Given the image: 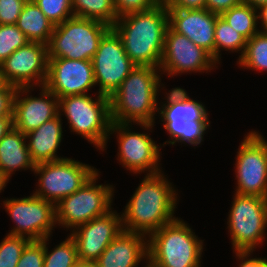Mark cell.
I'll list each match as a JSON object with an SVG mask.
<instances>
[{"label": "cell", "instance_id": "28", "mask_svg": "<svg viewBox=\"0 0 267 267\" xmlns=\"http://www.w3.org/2000/svg\"><path fill=\"white\" fill-rule=\"evenodd\" d=\"M237 64L247 70L267 72V34L258 32L247 40L244 53Z\"/></svg>", "mask_w": 267, "mask_h": 267}, {"label": "cell", "instance_id": "34", "mask_svg": "<svg viewBox=\"0 0 267 267\" xmlns=\"http://www.w3.org/2000/svg\"><path fill=\"white\" fill-rule=\"evenodd\" d=\"M209 127L210 121H189L184 124L183 135L177 142L199 146L204 141V134Z\"/></svg>", "mask_w": 267, "mask_h": 267}, {"label": "cell", "instance_id": "29", "mask_svg": "<svg viewBox=\"0 0 267 267\" xmlns=\"http://www.w3.org/2000/svg\"><path fill=\"white\" fill-rule=\"evenodd\" d=\"M49 239V236L44 238L43 267H74L78 263L77 246L70 234L59 245H56L51 252L48 248Z\"/></svg>", "mask_w": 267, "mask_h": 267}, {"label": "cell", "instance_id": "1", "mask_svg": "<svg viewBox=\"0 0 267 267\" xmlns=\"http://www.w3.org/2000/svg\"><path fill=\"white\" fill-rule=\"evenodd\" d=\"M121 213L123 230L149 236L175 220L178 192L164 172L145 174Z\"/></svg>", "mask_w": 267, "mask_h": 267}, {"label": "cell", "instance_id": "6", "mask_svg": "<svg viewBox=\"0 0 267 267\" xmlns=\"http://www.w3.org/2000/svg\"><path fill=\"white\" fill-rule=\"evenodd\" d=\"M111 27L103 22L73 16L55 25L47 45L48 58L92 61L99 43Z\"/></svg>", "mask_w": 267, "mask_h": 267}, {"label": "cell", "instance_id": "30", "mask_svg": "<svg viewBox=\"0 0 267 267\" xmlns=\"http://www.w3.org/2000/svg\"><path fill=\"white\" fill-rule=\"evenodd\" d=\"M28 42L30 41L16 24L0 25V64Z\"/></svg>", "mask_w": 267, "mask_h": 267}, {"label": "cell", "instance_id": "10", "mask_svg": "<svg viewBox=\"0 0 267 267\" xmlns=\"http://www.w3.org/2000/svg\"><path fill=\"white\" fill-rule=\"evenodd\" d=\"M99 170L72 158L40 163L34 175H39L33 195L55 205L63 198L80 189Z\"/></svg>", "mask_w": 267, "mask_h": 267}, {"label": "cell", "instance_id": "19", "mask_svg": "<svg viewBox=\"0 0 267 267\" xmlns=\"http://www.w3.org/2000/svg\"><path fill=\"white\" fill-rule=\"evenodd\" d=\"M169 26L207 51L215 61L214 32L219 15L204 9H167Z\"/></svg>", "mask_w": 267, "mask_h": 267}, {"label": "cell", "instance_id": "31", "mask_svg": "<svg viewBox=\"0 0 267 267\" xmlns=\"http://www.w3.org/2000/svg\"><path fill=\"white\" fill-rule=\"evenodd\" d=\"M30 241L24 236L6 234L0 243V267H16L25 246Z\"/></svg>", "mask_w": 267, "mask_h": 267}, {"label": "cell", "instance_id": "26", "mask_svg": "<svg viewBox=\"0 0 267 267\" xmlns=\"http://www.w3.org/2000/svg\"><path fill=\"white\" fill-rule=\"evenodd\" d=\"M220 16L246 40L259 32L257 9L247 3L242 2Z\"/></svg>", "mask_w": 267, "mask_h": 267}, {"label": "cell", "instance_id": "5", "mask_svg": "<svg viewBox=\"0 0 267 267\" xmlns=\"http://www.w3.org/2000/svg\"><path fill=\"white\" fill-rule=\"evenodd\" d=\"M98 95V96H97ZM69 95L58 99L59 115L66 116L71 132L105 151L111 125L110 97L97 94ZM64 113V114H63Z\"/></svg>", "mask_w": 267, "mask_h": 267}, {"label": "cell", "instance_id": "48", "mask_svg": "<svg viewBox=\"0 0 267 267\" xmlns=\"http://www.w3.org/2000/svg\"><path fill=\"white\" fill-rule=\"evenodd\" d=\"M144 262H146L144 267H161L154 263L150 258H147L146 261L144 260Z\"/></svg>", "mask_w": 267, "mask_h": 267}, {"label": "cell", "instance_id": "2", "mask_svg": "<svg viewBox=\"0 0 267 267\" xmlns=\"http://www.w3.org/2000/svg\"><path fill=\"white\" fill-rule=\"evenodd\" d=\"M168 26L167 6L160 3L150 10L118 17L111 28L135 65L159 68Z\"/></svg>", "mask_w": 267, "mask_h": 267}, {"label": "cell", "instance_id": "38", "mask_svg": "<svg viewBox=\"0 0 267 267\" xmlns=\"http://www.w3.org/2000/svg\"><path fill=\"white\" fill-rule=\"evenodd\" d=\"M252 254V251L235 252V258L240 262L238 267H267V258H254Z\"/></svg>", "mask_w": 267, "mask_h": 267}, {"label": "cell", "instance_id": "17", "mask_svg": "<svg viewBox=\"0 0 267 267\" xmlns=\"http://www.w3.org/2000/svg\"><path fill=\"white\" fill-rule=\"evenodd\" d=\"M121 212L111 209L106 214L81 224L70 232L81 261H96L107 246L123 231Z\"/></svg>", "mask_w": 267, "mask_h": 267}, {"label": "cell", "instance_id": "35", "mask_svg": "<svg viewBox=\"0 0 267 267\" xmlns=\"http://www.w3.org/2000/svg\"><path fill=\"white\" fill-rule=\"evenodd\" d=\"M118 17L154 8L158 0H113Z\"/></svg>", "mask_w": 267, "mask_h": 267}, {"label": "cell", "instance_id": "23", "mask_svg": "<svg viewBox=\"0 0 267 267\" xmlns=\"http://www.w3.org/2000/svg\"><path fill=\"white\" fill-rule=\"evenodd\" d=\"M26 135L12 127L0 141V169L11 179L19 170L34 171Z\"/></svg>", "mask_w": 267, "mask_h": 267}, {"label": "cell", "instance_id": "4", "mask_svg": "<svg viewBox=\"0 0 267 267\" xmlns=\"http://www.w3.org/2000/svg\"><path fill=\"white\" fill-rule=\"evenodd\" d=\"M203 242L177 217L148 236V258L161 267H201Z\"/></svg>", "mask_w": 267, "mask_h": 267}, {"label": "cell", "instance_id": "42", "mask_svg": "<svg viewBox=\"0 0 267 267\" xmlns=\"http://www.w3.org/2000/svg\"><path fill=\"white\" fill-rule=\"evenodd\" d=\"M257 19L260 24L259 27L261 28L259 32L267 34V3L257 9Z\"/></svg>", "mask_w": 267, "mask_h": 267}, {"label": "cell", "instance_id": "21", "mask_svg": "<svg viewBox=\"0 0 267 267\" xmlns=\"http://www.w3.org/2000/svg\"><path fill=\"white\" fill-rule=\"evenodd\" d=\"M162 98L158 107L159 121L163 123H179L189 121H210L205 104L190 98L188 92L180 87L172 88Z\"/></svg>", "mask_w": 267, "mask_h": 267}, {"label": "cell", "instance_id": "18", "mask_svg": "<svg viewBox=\"0 0 267 267\" xmlns=\"http://www.w3.org/2000/svg\"><path fill=\"white\" fill-rule=\"evenodd\" d=\"M39 89L40 96L34 97L30 95L34 87L17 88L14 97L13 127L23 134L37 129L59 114L58 98L45 86Z\"/></svg>", "mask_w": 267, "mask_h": 267}, {"label": "cell", "instance_id": "22", "mask_svg": "<svg viewBox=\"0 0 267 267\" xmlns=\"http://www.w3.org/2000/svg\"><path fill=\"white\" fill-rule=\"evenodd\" d=\"M62 119L58 114L26 135L30 156L35 165L65 159L57 155L63 139Z\"/></svg>", "mask_w": 267, "mask_h": 267}, {"label": "cell", "instance_id": "25", "mask_svg": "<svg viewBox=\"0 0 267 267\" xmlns=\"http://www.w3.org/2000/svg\"><path fill=\"white\" fill-rule=\"evenodd\" d=\"M74 16L103 22L112 27L118 19L113 0H72Z\"/></svg>", "mask_w": 267, "mask_h": 267}, {"label": "cell", "instance_id": "27", "mask_svg": "<svg viewBox=\"0 0 267 267\" xmlns=\"http://www.w3.org/2000/svg\"><path fill=\"white\" fill-rule=\"evenodd\" d=\"M215 62L221 64V50L240 53L238 60L244 53L247 40L234 30L221 16L217 17L215 32Z\"/></svg>", "mask_w": 267, "mask_h": 267}, {"label": "cell", "instance_id": "13", "mask_svg": "<svg viewBox=\"0 0 267 267\" xmlns=\"http://www.w3.org/2000/svg\"><path fill=\"white\" fill-rule=\"evenodd\" d=\"M97 93L110 97L136 66L127 56L122 40L111 28L101 39L92 59Z\"/></svg>", "mask_w": 267, "mask_h": 267}, {"label": "cell", "instance_id": "14", "mask_svg": "<svg viewBox=\"0 0 267 267\" xmlns=\"http://www.w3.org/2000/svg\"><path fill=\"white\" fill-rule=\"evenodd\" d=\"M218 66L207 51L168 26L159 67L161 74L166 73V76L172 78L188 72L208 73Z\"/></svg>", "mask_w": 267, "mask_h": 267}, {"label": "cell", "instance_id": "9", "mask_svg": "<svg viewBox=\"0 0 267 267\" xmlns=\"http://www.w3.org/2000/svg\"><path fill=\"white\" fill-rule=\"evenodd\" d=\"M131 123H116L111 122L109 129V136L117 134L118 141L117 159L129 172L133 174H154L161 172L160 157L161 146L151 138L150 132L153 130L155 124H137L139 128L148 130L144 132H137L132 130ZM132 130V131H131ZM149 133V134H148ZM161 168V169H160Z\"/></svg>", "mask_w": 267, "mask_h": 267}, {"label": "cell", "instance_id": "36", "mask_svg": "<svg viewBox=\"0 0 267 267\" xmlns=\"http://www.w3.org/2000/svg\"><path fill=\"white\" fill-rule=\"evenodd\" d=\"M28 0H0V25L16 24Z\"/></svg>", "mask_w": 267, "mask_h": 267}, {"label": "cell", "instance_id": "40", "mask_svg": "<svg viewBox=\"0 0 267 267\" xmlns=\"http://www.w3.org/2000/svg\"><path fill=\"white\" fill-rule=\"evenodd\" d=\"M187 122L183 120V122L179 123H163V127L165 131L169 134L170 140L165 141L162 145L160 146H165V145H176L177 141L182 137L183 135V128L184 124Z\"/></svg>", "mask_w": 267, "mask_h": 267}, {"label": "cell", "instance_id": "11", "mask_svg": "<svg viewBox=\"0 0 267 267\" xmlns=\"http://www.w3.org/2000/svg\"><path fill=\"white\" fill-rule=\"evenodd\" d=\"M244 136L236 152L234 192L267 198V141L256 130Z\"/></svg>", "mask_w": 267, "mask_h": 267}, {"label": "cell", "instance_id": "45", "mask_svg": "<svg viewBox=\"0 0 267 267\" xmlns=\"http://www.w3.org/2000/svg\"><path fill=\"white\" fill-rule=\"evenodd\" d=\"M243 2L251 5L255 9H258L260 6L266 4L267 0H243Z\"/></svg>", "mask_w": 267, "mask_h": 267}, {"label": "cell", "instance_id": "39", "mask_svg": "<svg viewBox=\"0 0 267 267\" xmlns=\"http://www.w3.org/2000/svg\"><path fill=\"white\" fill-rule=\"evenodd\" d=\"M242 2L243 0H206L205 8L220 16L223 12Z\"/></svg>", "mask_w": 267, "mask_h": 267}, {"label": "cell", "instance_id": "37", "mask_svg": "<svg viewBox=\"0 0 267 267\" xmlns=\"http://www.w3.org/2000/svg\"><path fill=\"white\" fill-rule=\"evenodd\" d=\"M17 87L8 85L0 90V117H13L14 97Z\"/></svg>", "mask_w": 267, "mask_h": 267}, {"label": "cell", "instance_id": "12", "mask_svg": "<svg viewBox=\"0 0 267 267\" xmlns=\"http://www.w3.org/2000/svg\"><path fill=\"white\" fill-rule=\"evenodd\" d=\"M2 202L6 213L15 223L8 235L43 240L51 237L52 230L57 227L55 204L50 201L31 194L20 199L7 198Z\"/></svg>", "mask_w": 267, "mask_h": 267}, {"label": "cell", "instance_id": "49", "mask_svg": "<svg viewBox=\"0 0 267 267\" xmlns=\"http://www.w3.org/2000/svg\"><path fill=\"white\" fill-rule=\"evenodd\" d=\"M160 3H166L168 0H158Z\"/></svg>", "mask_w": 267, "mask_h": 267}, {"label": "cell", "instance_id": "33", "mask_svg": "<svg viewBox=\"0 0 267 267\" xmlns=\"http://www.w3.org/2000/svg\"><path fill=\"white\" fill-rule=\"evenodd\" d=\"M44 239L31 240L24 248L16 267H43Z\"/></svg>", "mask_w": 267, "mask_h": 267}, {"label": "cell", "instance_id": "32", "mask_svg": "<svg viewBox=\"0 0 267 267\" xmlns=\"http://www.w3.org/2000/svg\"><path fill=\"white\" fill-rule=\"evenodd\" d=\"M43 14L54 24L63 23L74 16L72 0H33Z\"/></svg>", "mask_w": 267, "mask_h": 267}, {"label": "cell", "instance_id": "43", "mask_svg": "<svg viewBox=\"0 0 267 267\" xmlns=\"http://www.w3.org/2000/svg\"><path fill=\"white\" fill-rule=\"evenodd\" d=\"M13 127V117H0V141Z\"/></svg>", "mask_w": 267, "mask_h": 267}, {"label": "cell", "instance_id": "20", "mask_svg": "<svg viewBox=\"0 0 267 267\" xmlns=\"http://www.w3.org/2000/svg\"><path fill=\"white\" fill-rule=\"evenodd\" d=\"M148 236L121 231L96 260L98 267H138L148 258Z\"/></svg>", "mask_w": 267, "mask_h": 267}, {"label": "cell", "instance_id": "7", "mask_svg": "<svg viewBox=\"0 0 267 267\" xmlns=\"http://www.w3.org/2000/svg\"><path fill=\"white\" fill-rule=\"evenodd\" d=\"M99 171L80 189L55 205L56 224L70 232L81 224L106 214L112 209L114 188L110 183L98 184Z\"/></svg>", "mask_w": 267, "mask_h": 267}, {"label": "cell", "instance_id": "44", "mask_svg": "<svg viewBox=\"0 0 267 267\" xmlns=\"http://www.w3.org/2000/svg\"><path fill=\"white\" fill-rule=\"evenodd\" d=\"M10 178L0 169V193L5 189Z\"/></svg>", "mask_w": 267, "mask_h": 267}, {"label": "cell", "instance_id": "16", "mask_svg": "<svg viewBox=\"0 0 267 267\" xmlns=\"http://www.w3.org/2000/svg\"><path fill=\"white\" fill-rule=\"evenodd\" d=\"M45 87L58 99L69 95L88 94L96 86L90 60L48 58Z\"/></svg>", "mask_w": 267, "mask_h": 267}, {"label": "cell", "instance_id": "15", "mask_svg": "<svg viewBox=\"0 0 267 267\" xmlns=\"http://www.w3.org/2000/svg\"><path fill=\"white\" fill-rule=\"evenodd\" d=\"M48 48L39 42H28L15 50L0 65L9 85L17 88L45 85L48 74Z\"/></svg>", "mask_w": 267, "mask_h": 267}, {"label": "cell", "instance_id": "47", "mask_svg": "<svg viewBox=\"0 0 267 267\" xmlns=\"http://www.w3.org/2000/svg\"><path fill=\"white\" fill-rule=\"evenodd\" d=\"M8 82L6 81V79L4 78V74L2 72V68L0 65V90L5 89L8 86Z\"/></svg>", "mask_w": 267, "mask_h": 267}, {"label": "cell", "instance_id": "46", "mask_svg": "<svg viewBox=\"0 0 267 267\" xmlns=\"http://www.w3.org/2000/svg\"><path fill=\"white\" fill-rule=\"evenodd\" d=\"M74 267H98L96 261H81L79 260L78 263Z\"/></svg>", "mask_w": 267, "mask_h": 267}, {"label": "cell", "instance_id": "3", "mask_svg": "<svg viewBox=\"0 0 267 267\" xmlns=\"http://www.w3.org/2000/svg\"><path fill=\"white\" fill-rule=\"evenodd\" d=\"M161 75L158 67L136 65L110 96L111 121L155 124V116H158V93L164 89Z\"/></svg>", "mask_w": 267, "mask_h": 267}, {"label": "cell", "instance_id": "41", "mask_svg": "<svg viewBox=\"0 0 267 267\" xmlns=\"http://www.w3.org/2000/svg\"><path fill=\"white\" fill-rule=\"evenodd\" d=\"M167 9H204L206 0H168Z\"/></svg>", "mask_w": 267, "mask_h": 267}, {"label": "cell", "instance_id": "8", "mask_svg": "<svg viewBox=\"0 0 267 267\" xmlns=\"http://www.w3.org/2000/svg\"><path fill=\"white\" fill-rule=\"evenodd\" d=\"M233 196L227 219L233 252H254L266 238L267 198Z\"/></svg>", "mask_w": 267, "mask_h": 267}, {"label": "cell", "instance_id": "24", "mask_svg": "<svg viewBox=\"0 0 267 267\" xmlns=\"http://www.w3.org/2000/svg\"><path fill=\"white\" fill-rule=\"evenodd\" d=\"M16 25L30 42H39L45 45L49 44L55 27L33 0L27 1Z\"/></svg>", "mask_w": 267, "mask_h": 267}]
</instances>
